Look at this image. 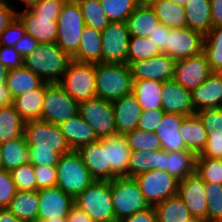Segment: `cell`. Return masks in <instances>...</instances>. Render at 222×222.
I'll return each mask as SVG.
<instances>
[{
  "label": "cell",
  "instance_id": "1",
  "mask_svg": "<svg viewBox=\"0 0 222 222\" xmlns=\"http://www.w3.org/2000/svg\"><path fill=\"white\" fill-rule=\"evenodd\" d=\"M24 136L29 147V162L33 165L56 166L62 154L72 151L56 124L27 121Z\"/></svg>",
  "mask_w": 222,
  "mask_h": 222
},
{
  "label": "cell",
  "instance_id": "2",
  "mask_svg": "<svg viewBox=\"0 0 222 222\" xmlns=\"http://www.w3.org/2000/svg\"><path fill=\"white\" fill-rule=\"evenodd\" d=\"M71 61L72 58L56 43H39L32 53L24 57L23 66L44 82L59 83Z\"/></svg>",
  "mask_w": 222,
  "mask_h": 222
},
{
  "label": "cell",
  "instance_id": "3",
  "mask_svg": "<svg viewBox=\"0 0 222 222\" xmlns=\"http://www.w3.org/2000/svg\"><path fill=\"white\" fill-rule=\"evenodd\" d=\"M96 97L114 101L132 93L133 80L126 63H96Z\"/></svg>",
  "mask_w": 222,
  "mask_h": 222
},
{
  "label": "cell",
  "instance_id": "4",
  "mask_svg": "<svg viewBox=\"0 0 222 222\" xmlns=\"http://www.w3.org/2000/svg\"><path fill=\"white\" fill-rule=\"evenodd\" d=\"M56 169V186L74 199L95 181L76 150L62 154Z\"/></svg>",
  "mask_w": 222,
  "mask_h": 222
},
{
  "label": "cell",
  "instance_id": "5",
  "mask_svg": "<svg viewBox=\"0 0 222 222\" xmlns=\"http://www.w3.org/2000/svg\"><path fill=\"white\" fill-rule=\"evenodd\" d=\"M74 202L95 222H117L113 210L110 181L95 180L74 199Z\"/></svg>",
  "mask_w": 222,
  "mask_h": 222
},
{
  "label": "cell",
  "instance_id": "6",
  "mask_svg": "<svg viewBox=\"0 0 222 222\" xmlns=\"http://www.w3.org/2000/svg\"><path fill=\"white\" fill-rule=\"evenodd\" d=\"M85 20L76 0H66L57 19L56 44L71 58L77 53Z\"/></svg>",
  "mask_w": 222,
  "mask_h": 222
},
{
  "label": "cell",
  "instance_id": "7",
  "mask_svg": "<svg viewBox=\"0 0 222 222\" xmlns=\"http://www.w3.org/2000/svg\"><path fill=\"white\" fill-rule=\"evenodd\" d=\"M110 188L117 222L151 207L134 178L116 177L110 181Z\"/></svg>",
  "mask_w": 222,
  "mask_h": 222
},
{
  "label": "cell",
  "instance_id": "8",
  "mask_svg": "<svg viewBox=\"0 0 222 222\" xmlns=\"http://www.w3.org/2000/svg\"><path fill=\"white\" fill-rule=\"evenodd\" d=\"M58 84L78 103L96 97L95 64L72 60Z\"/></svg>",
  "mask_w": 222,
  "mask_h": 222
},
{
  "label": "cell",
  "instance_id": "9",
  "mask_svg": "<svg viewBox=\"0 0 222 222\" xmlns=\"http://www.w3.org/2000/svg\"><path fill=\"white\" fill-rule=\"evenodd\" d=\"M79 114V103L58 83L45 82L41 120L59 125Z\"/></svg>",
  "mask_w": 222,
  "mask_h": 222
},
{
  "label": "cell",
  "instance_id": "10",
  "mask_svg": "<svg viewBox=\"0 0 222 222\" xmlns=\"http://www.w3.org/2000/svg\"><path fill=\"white\" fill-rule=\"evenodd\" d=\"M79 114L99 139L117 134L112 102L98 97L91 98L79 103Z\"/></svg>",
  "mask_w": 222,
  "mask_h": 222
},
{
  "label": "cell",
  "instance_id": "11",
  "mask_svg": "<svg viewBox=\"0 0 222 222\" xmlns=\"http://www.w3.org/2000/svg\"><path fill=\"white\" fill-rule=\"evenodd\" d=\"M151 207L178 193L179 180L166 171L152 170L134 178Z\"/></svg>",
  "mask_w": 222,
  "mask_h": 222
},
{
  "label": "cell",
  "instance_id": "12",
  "mask_svg": "<svg viewBox=\"0 0 222 222\" xmlns=\"http://www.w3.org/2000/svg\"><path fill=\"white\" fill-rule=\"evenodd\" d=\"M102 63H127L130 35L126 22H110L101 32Z\"/></svg>",
  "mask_w": 222,
  "mask_h": 222
},
{
  "label": "cell",
  "instance_id": "13",
  "mask_svg": "<svg viewBox=\"0 0 222 222\" xmlns=\"http://www.w3.org/2000/svg\"><path fill=\"white\" fill-rule=\"evenodd\" d=\"M205 36L189 27L169 28L167 55L175 61L197 56L203 52Z\"/></svg>",
  "mask_w": 222,
  "mask_h": 222
},
{
  "label": "cell",
  "instance_id": "14",
  "mask_svg": "<svg viewBox=\"0 0 222 222\" xmlns=\"http://www.w3.org/2000/svg\"><path fill=\"white\" fill-rule=\"evenodd\" d=\"M175 60L161 53L147 60L127 62L132 80L170 81L174 77Z\"/></svg>",
  "mask_w": 222,
  "mask_h": 222
},
{
  "label": "cell",
  "instance_id": "15",
  "mask_svg": "<svg viewBox=\"0 0 222 222\" xmlns=\"http://www.w3.org/2000/svg\"><path fill=\"white\" fill-rule=\"evenodd\" d=\"M212 74L204 52L197 56L175 62L173 80L185 89L192 91Z\"/></svg>",
  "mask_w": 222,
  "mask_h": 222
},
{
  "label": "cell",
  "instance_id": "16",
  "mask_svg": "<svg viewBox=\"0 0 222 222\" xmlns=\"http://www.w3.org/2000/svg\"><path fill=\"white\" fill-rule=\"evenodd\" d=\"M107 157V181L116 177H127L131 149L126 137L121 134L103 138Z\"/></svg>",
  "mask_w": 222,
  "mask_h": 222
},
{
  "label": "cell",
  "instance_id": "17",
  "mask_svg": "<svg viewBox=\"0 0 222 222\" xmlns=\"http://www.w3.org/2000/svg\"><path fill=\"white\" fill-rule=\"evenodd\" d=\"M38 197V221L67 218L75 204L74 198L57 186L38 190Z\"/></svg>",
  "mask_w": 222,
  "mask_h": 222
},
{
  "label": "cell",
  "instance_id": "18",
  "mask_svg": "<svg viewBox=\"0 0 222 222\" xmlns=\"http://www.w3.org/2000/svg\"><path fill=\"white\" fill-rule=\"evenodd\" d=\"M177 194L185 203L193 218L207 220L205 182L197 173L188 175L179 181Z\"/></svg>",
  "mask_w": 222,
  "mask_h": 222
},
{
  "label": "cell",
  "instance_id": "19",
  "mask_svg": "<svg viewBox=\"0 0 222 222\" xmlns=\"http://www.w3.org/2000/svg\"><path fill=\"white\" fill-rule=\"evenodd\" d=\"M161 99L164 112L184 116L195 114L191 91L174 80L162 82Z\"/></svg>",
  "mask_w": 222,
  "mask_h": 222
},
{
  "label": "cell",
  "instance_id": "20",
  "mask_svg": "<svg viewBox=\"0 0 222 222\" xmlns=\"http://www.w3.org/2000/svg\"><path fill=\"white\" fill-rule=\"evenodd\" d=\"M17 18L24 25L26 34L31 35L38 43H56L57 20H52V17H37L30 9L17 11Z\"/></svg>",
  "mask_w": 222,
  "mask_h": 222
},
{
  "label": "cell",
  "instance_id": "21",
  "mask_svg": "<svg viewBox=\"0 0 222 222\" xmlns=\"http://www.w3.org/2000/svg\"><path fill=\"white\" fill-rule=\"evenodd\" d=\"M194 111L222 108V77L218 72L212 74L197 88L191 91Z\"/></svg>",
  "mask_w": 222,
  "mask_h": 222
},
{
  "label": "cell",
  "instance_id": "22",
  "mask_svg": "<svg viewBox=\"0 0 222 222\" xmlns=\"http://www.w3.org/2000/svg\"><path fill=\"white\" fill-rule=\"evenodd\" d=\"M117 134L125 135L137 128L142 108L133 93L112 101Z\"/></svg>",
  "mask_w": 222,
  "mask_h": 222
},
{
  "label": "cell",
  "instance_id": "23",
  "mask_svg": "<svg viewBox=\"0 0 222 222\" xmlns=\"http://www.w3.org/2000/svg\"><path fill=\"white\" fill-rule=\"evenodd\" d=\"M185 117L180 114L164 112L161 122L155 129L163 150L167 152L187 150L179 133L180 126Z\"/></svg>",
  "mask_w": 222,
  "mask_h": 222
},
{
  "label": "cell",
  "instance_id": "24",
  "mask_svg": "<svg viewBox=\"0 0 222 222\" xmlns=\"http://www.w3.org/2000/svg\"><path fill=\"white\" fill-rule=\"evenodd\" d=\"M58 126L72 150H77L85 144L99 140L95 131L80 114L69 118Z\"/></svg>",
  "mask_w": 222,
  "mask_h": 222
},
{
  "label": "cell",
  "instance_id": "25",
  "mask_svg": "<svg viewBox=\"0 0 222 222\" xmlns=\"http://www.w3.org/2000/svg\"><path fill=\"white\" fill-rule=\"evenodd\" d=\"M76 151L94 180L107 181V157L106 150L103 148V138L85 144Z\"/></svg>",
  "mask_w": 222,
  "mask_h": 222
},
{
  "label": "cell",
  "instance_id": "26",
  "mask_svg": "<svg viewBox=\"0 0 222 222\" xmlns=\"http://www.w3.org/2000/svg\"><path fill=\"white\" fill-rule=\"evenodd\" d=\"M101 31L84 26L77 53L73 61L80 63H102Z\"/></svg>",
  "mask_w": 222,
  "mask_h": 222
},
{
  "label": "cell",
  "instance_id": "27",
  "mask_svg": "<svg viewBox=\"0 0 222 222\" xmlns=\"http://www.w3.org/2000/svg\"><path fill=\"white\" fill-rule=\"evenodd\" d=\"M164 171V150L131 151L127 178H135L152 170Z\"/></svg>",
  "mask_w": 222,
  "mask_h": 222
},
{
  "label": "cell",
  "instance_id": "28",
  "mask_svg": "<svg viewBox=\"0 0 222 222\" xmlns=\"http://www.w3.org/2000/svg\"><path fill=\"white\" fill-rule=\"evenodd\" d=\"M38 191H16L7 209L22 222L38 221Z\"/></svg>",
  "mask_w": 222,
  "mask_h": 222
},
{
  "label": "cell",
  "instance_id": "29",
  "mask_svg": "<svg viewBox=\"0 0 222 222\" xmlns=\"http://www.w3.org/2000/svg\"><path fill=\"white\" fill-rule=\"evenodd\" d=\"M126 23L130 37H148L160 21L150 5L140 4Z\"/></svg>",
  "mask_w": 222,
  "mask_h": 222
},
{
  "label": "cell",
  "instance_id": "30",
  "mask_svg": "<svg viewBox=\"0 0 222 222\" xmlns=\"http://www.w3.org/2000/svg\"><path fill=\"white\" fill-rule=\"evenodd\" d=\"M197 155L189 150L167 152L164 150V171L181 181L195 173Z\"/></svg>",
  "mask_w": 222,
  "mask_h": 222
},
{
  "label": "cell",
  "instance_id": "31",
  "mask_svg": "<svg viewBox=\"0 0 222 222\" xmlns=\"http://www.w3.org/2000/svg\"><path fill=\"white\" fill-rule=\"evenodd\" d=\"M187 27L204 36L213 28L210 0H190L185 5Z\"/></svg>",
  "mask_w": 222,
  "mask_h": 222
},
{
  "label": "cell",
  "instance_id": "32",
  "mask_svg": "<svg viewBox=\"0 0 222 222\" xmlns=\"http://www.w3.org/2000/svg\"><path fill=\"white\" fill-rule=\"evenodd\" d=\"M179 133L187 150L199 155L207 142V131L199 117L194 114L186 116L180 126Z\"/></svg>",
  "mask_w": 222,
  "mask_h": 222
},
{
  "label": "cell",
  "instance_id": "33",
  "mask_svg": "<svg viewBox=\"0 0 222 222\" xmlns=\"http://www.w3.org/2000/svg\"><path fill=\"white\" fill-rule=\"evenodd\" d=\"M45 82L26 94L13 98V106L25 122L41 120Z\"/></svg>",
  "mask_w": 222,
  "mask_h": 222
},
{
  "label": "cell",
  "instance_id": "34",
  "mask_svg": "<svg viewBox=\"0 0 222 222\" xmlns=\"http://www.w3.org/2000/svg\"><path fill=\"white\" fill-rule=\"evenodd\" d=\"M161 88L162 82L160 81L146 79L133 81L132 93L142 111L162 109Z\"/></svg>",
  "mask_w": 222,
  "mask_h": 222
},
{
  "label": "cell",
  "instance_id": "35",
  "mask_svg": "<svg viewBox=\"0 0 222 222\" xmlns=\"http://www.w3.org/2000/svg\"><path fill=\"white\" fill-rule=\"evenodd\" d=\"M44 81L24 66L8 71L6 85L12 98L39 88Z\"/></svg>",
  "mask_w": 222,
  "mask_h": 222
},
{
  "label": "cell",
  "instance_id": "36",
  "mask_svg": "<svg viewBox=\"0 0 222 222\" xmlns=\"http://www.w3.org/2000/svg\"><path fill=\"white\" fill-rule=\"evenodd\" d=\"M161 24L171 29L187 27L186 12L183 5L170 0H157L150 4Z\"/></svg>",
  "mask_w": 222,
  "mask_h": 222
},
{
  "label": "cell",
  "instance_id": "37",
  "mask_svg": "<svg viewBox=\"0 0 222 222\" xmlns=\"http://www.w3.org/2000/svg\"><path fill=\"white\" fill-rule=\"evenodd\" d=\"M2 168L11 172L21 165L29 163V147L25 136L1 144Z\"/></svg>",
  "mask_w": 222,
  "mask_h": 222
},
{
  "label": "cell",
  "instance_id": "38",
  "mask_svg": "<svg viewBox=\"0 0 222 222\" xmlns=\"http://www.w3.org/2000/svg\"><path fill=\"white\" fill-rule=\"evenodd\" d=\"M158 222H188L193 219L189 209L177 195L154 206Z\"/></svg>",
  "mask_w": 222,
  "mask_h": 222
},
{
  "label": "cell",
  "instance_id": "39",
  "mask_svg": "<svg viewBox=\"0 0 222 222\" xmlns=\"http://www.w3.org/2000/svg\"><path fill=\"white\" fill-rule=\"evenodd\" d=\"M25 123L13 105L0 107V144L23 136Z\"/></svg>",
  "mask_w": 222,
  "mask_h": 222
},
{
  "label": "cell",
  "instance_id": "40",
  "mask_svg": "<svg viewBox=\"0 0 222 222\" xmlns=\"http://www.w3.org/2000/svg\"><path fill=\"white\" fill-rule=\"evenodd\" d=\"M203 52L207 56L212 72L222 70V26L210 29L204 38Z\"/></svg>",
  "mask_w": 222,
  "mask_h": 222
},
{
  "label": "cell",
  "instance_id": "41",
  "mask_svg": "<svg viewBox=\"0 0 222 222\" xmlns=\"http://www.w3.org/2000/svg\"><path fill=\"white\" fill-rule=\"evenodd\" d=\"M80 6L85 25L99 31H103L110 23L104 13L100 0H76Z\"/></svg>",
  "mask_w": 222,
  "mask_h": 222
},
{
  "label": "cell",
  "instance_id": "42",
  "mask_svg": "<svg viewBox=\"0 0 222 222\" xmlns=\"http://www.w3.org/2000/svg\"><path fill=\"white\" fill-rule=\"evenodd\" d=\"M100 3L110 22H126L141 4L140 0H100Z\"/></svg>",
  "mask_w": 222,
  "mask_h": 222
},
{
  "label": "cell",
  "instance_id": "43",
  "mask_svg": "<svg viewBox=\"0 0 222 222\" xmlns=\"http://www.w3.org/2000/svg\"><path fill=\"white\" fill-rule=\"evenodd\" d=\"M159 54V48L148 37H130L127 62L147 60Z\"/></svg>",
  "mask_w": 222,
  "mask_h": 222
},
{
  "label": "cell",
  "instance_id": "44",
  "mask_svg": "<svg viewBox=\"0 0 222 222\" xmlns=\"http://www.w3.org/2000/svg\"><path fill=\"white\" fill-rule=\"evenodd\" d=\"M131 151L162 149L160 138L155 132L134 129L124 135Z\"/></svg>",
  "mask_w": 222,
  "mask_h": 222
},
{
  "label": "cell",
  "instance_id": "45",
  "mask_svg": "<svg viewBox=\"0 0 222 222\" xmlns=\"http://www.w3.org/2000/svg\"><path fill=\"white\" fill-rule=\"evenodd\" d=\"M207 198V221H222V184L205 183Z\"/></svg>",
  "mask_w": 222,
  "mask_h": 222
},
{
  "label": "cell",
  "instance_id": "46",
  "mask_svg": "<svg viewBox=\"0 0 222 222\" xmlns=\"http://www.w3.org/2000/svg\"><path fill=\"white\" fill-rule=\"evenodd\" d=\"M195 173L205 183L222 184V159L196 158Z\"/></svg>",
  "mask_w": 222,
  "mask_h": 222
},
{
  "label": "cell",
  "instance_id": "47",
  "mask_svg": "<svg viewBox=\"0 0 222 222\" xmlns=\"http://www.w3.org/2000/svg\"><path fill=\"white\" fill-rule=\"evenodd\" d=\"M195 114L204 125L208 138L222 137V108L202 109Z\"/></svg>",
  "mask_w": 222,
  "mask_h": 222
},
{
  "label": "cell",
  "instance_id": "48",
  "mask_svg": "<svg viewBox=\"0 0 222 222\" xmlns=\"http://www.w3.org/2000/svg\"><path fill=\"white\" fill-rule=\"evenodd\" d=\"M12 181L18 191L36 190V176L32 163H27L10 172Z\"/></svg>",
  "mask_w": 222,
  "mask_h": 222
},
{
  "label": "cell",
  "instance_id": "49",
  "mask_svg": "<svg viewBox=\"0 0 222 222\" xmlns=\"http://www.w3.org/2000/svg\"><path fill=\"white\" fill-rule=\"evenodd\" d=\"M36 176V190L55 187L57 183L56 166L33 165Z\"/></svg>",
  "mask_w": 222,
  "mask_h": 222
},
{
  "label": "cell",
  "instance_id": "50",
  "mask_svg": "<svg viewBox=\"0 0 222 222\" xmlns=\"http://www.w3.org/2000/svg\"><path fill=\"white\" fill-rule=\"evenodd\" d=\"M66 0H39L30 10L37 17H52L57 20Z\"/></svg>",
  "mask_w": 222,
  "mask_h": 222
},
{
  "label": "cell",
  "instance_id": "51",
  "mask_svg": "<svg viewBox=\"0 0 222 222\" xmlns=\"http://www.w3.org/2000/svg\"><path fill=\"white\" fill-rule=\"evenodd\" d=\"M26 35L24 25L16 19L0 34V45L14 47Z\"/></svg>",
  "mask_w": 222,
  "mask_h": 222
},
{
  "label": "cell",
  "instance_id": "52",
  "mask_svg": "<svg viewBox=\"0 0 222 222\" xmlns=\"http://www.w3.org/2000/svg\"><path fill=\"white\" fill-rule=\"evenodd\" d=\"M16 191L10 172L0 168V209L8 207Z\"/></svg>",
  "mask_w": 222,
  "mask_h": 222
},
{
  "label": "cell",
  "instance_id": "53",
  "mask_svg": "<svg viewBox=\"0 0 222 222\" xmlns=\"http://www.w3.org/2000/svg\"><path fill=\"white\" fill-rule=\"evenodd\" d=\"M164 115L162 109L142 111L137 129L155 132L156 127L161 122Z\"/></svg>",
  "mask_w": 222,
  "mask_h": 222
},
{
  "label": "cell",
  "instance_id": "54",
  "mask_svg": "<svg viewBox=\"0 0 222 222\" xmlns=\"http://www.w3.org/2000/svg\"><path fill=\"white\" fill-rule=\"evenodd\" d=\"M24 58L13 48L0 45V63L8 70L23 66Z\"/></svg>",
  "mask_w": 222,
  "mask_h": 222
},
{
  "label": "cell",
  "instance_id": "55",
  "mask_svg": "<svg viewBox=\"0 0 222 222\" xmlns=\"http://www.w3.org/2000/svg\"><path fill=\"white\" fill-rule=\"evenodd\" d=\"M197 158L222 159V137L207 138L205 147Z\"/></svg>",
  "mask_w": 222,
  "mask_h": 222
},
{
  "label": "cell",
  "instance_id": "56",
  "mask_svg": "<svg viewBox=\"0 0 222 222\" xmlns=\"http://www.w3.org/2000/svg\"><path fill=\"white\" fill-rule=\"evenodd\" d=\"M6 0H0V34L16 19L17 11L14 6Z\"/></svg>",
  "mask_w": 222,
  "mask_h": 222
},
{
  "label": "cell",
  "instance_id": "57",
  "mask_svg": "<svg viewBox=\"0 0 222 222\" xmlns=\"http://www.w3.org/2000/svg\"><path fill=\"white\" fill-rule=\"evenodd\" d=\"M169 28L159 23L148 38L159 48L161 53L167 54V40Z\"/></svg>",
  "mask_w": 222,
  "mask_h": 222
},
{
  "label": "cell",
  "instance_id": "58",
  "mask_svg": "<svg viewBox=\"0 0 222 222\" xmlns=\"http://www.w3.org/2000/svg\"><path fill=\"white\" fill-rule=\"evenodd\" d=\"M38 44L39 43L35 38L26 34L16 43L13 48L24 58L26 55L32 53Z\"/></svg>",
  "mask_w": 222,
  "mask_h": 222
},
{
  "label": "cell",
  "instance_id": "59",
  "mask_svg": "<svg viewBox=\"0 0 222 222\" xmlns=\"http://www.w3.org/2000/svg\"><path fill=\"white\" fill-rule=\"evenodd\" d=\"M119 222H158L154 207L136 212L131 216L125 217Z\"/></svg>",
  "mask_w": 222,
  "mask_h": 222
},
{
  "label": "cell",
  "instance_id": "60",
  "mask_svg": "<svg viewBox=\"0 0 222 222\" xmlns=\"http://www.w3.org/2000/svg\"><path fill=\"white\" fill-rule=\"evenodd\" d=\"M67 222H95L86 212L80 209L75 204L72 206L68 216Z\"/></svg>",
  "mask_w": 222,
  "mask_h": 222
},
{
  "label": "cell",
  "instance_id": "61",
  "mask_svg": "<svg viewBox=\"0 0 222 222\" xmlns=\"http://www.w3.org/2000/svg\"><path fill=\"white\" fill-rule=\"evenodd\" d=\"M213 27L222 26V0H210Z\"/></svg>",
  "mask_w": 222,
  "mask_h": 222
},
{
  "label": "cell",
  "instance_id": "62",
  "mask_svg": "<svg viewBox=\"0 0 222 222\" xmlns=\"http://www.w3.org/2000/svg\"><path fill=\"white\" fill-rule=\"evenodd\" d=\"M13 104V98L10 95L6 83L0 84V107H6Z\"/></svg>",
  "mask_w": 222,
  "mask_h": 222
},
{
  "label": "cell",
  "instance_id": "63",
  "mask_svg": "<svg viewBox=\"0 0 222 222\" xmlns=\"http://www.w3.org/2000/svg\"><path fill=\"white\" fill-rule=\"evenodd\" d=\"M0 222H22L7 208L0 209Z\"/></svg>",
  "mask_w": 222,
  "mask_h": 222
},
{
  "label": "cell",
  "instance_id": "64",
  "mask_svg": "<svg viewBox=\"0 0 222 222\" xmlns=\"http://www.w3.org/2000/svg\"><path fill=\"white\" fill-rule=\"evenodd\" d=\"M8 71L9 70L0 63V84L6 83Z\"/></svg>",
  "mask_w": 222,
  "mask_h": 222
},
{
  "label": "cell",
  "instance_id": "65",
  "mask_svg": "<svg viewBox=\"0 0 222 222\" xmlns=\"http://www.w3.org/2000/svg\"><path fill=\"white\" fill-rule=\"evenodd\" d=\"M6 1L9 2V0H6ZM18 1L23 3V5L25 6L24 10H26V9L32 8L39 0H18Z\"/></svg>",
  "mask_w": 222,
  "mask_h": 222
},
{
  "label": "cell",
  "instance_id": "66",
  "mask_svg": "<svg viewBox=\"0 0 222 222\" xmlns=\"http://www.w3.org/2000/svg\"><path fill=\"white\" fill-rule=\"evenodd\" d=\"M37 222H67V218H56V219H48L43 221H37Z\"/></svg>",
  "mask_w": 222,
  "mask_h": 222
},
{
  "label": "cell",
  "instance_id": "67",
  "mask_svg": "<svg viewBox=\"0 0 222 222\" xmlns=\"http://www.w3.org/2000/svg\"><path fill=\"white\" fill-rule=\"evenodd\" d=\"M154 1H157V0H140V3L145 4V5H150ZM170 1L174 2V0H170Z\"/></svg>",
  "mask_w": 222,
  "mask_h": 222
},
{
  "label": "cell",
  "instance_id": "68",
  "mask_svg": "<svg viewBox=\"0 0 222 222\" xmlns=\"http://www.w3.org/2000/svg\"><path fill=\"white\" fill-rule=\"evenodd\" d=\"M188 1L190 0H174V3L184 6Z\"/></svg>",
  "mask_w": 222,
  "mask_h": 222
},
{
  "label": "cell",
  "instance_id": "69",
  "mask_svg": "<svg viewBox=\"0 0 222 222\" xmlns=\"http://www.w3.org/2000/svg\"><path fill=\"white\" fill-rule=\"evenodd\" d=\"M188 222H208V221L204 220V219H200V218H193L192 220H190Z\"/></svg>",
  "mask_w": 222,
  "mask_h": 222
},
{
  "label": "cell",
  "instance_id": "70",
  "mask_svg": "<svg viewBox=\"0 0 222 222\" xmlns=\"http://www.w3.org/2000/svg\"><path fill=\"white\" fill-rule=\"evenodd\" d=\"M2 157H3V154L1 151V144H0V168H2Z\"/></svg>",
  "mask_w": 222,
  "mask_h": 222
},
{
  "label": "cell",
  "instance_id": "71",
  "mask_svg": "<svg viewBox=\"0 0 222 222\" xmlns=\"http://www.w3.org/2000/svg\"><path fill=\"white\" fill-rule=\"evenodd\" d=\"M220 74V76L222 77V70L218 72Z\"/></svg>",
  "mask_w": 222,
  "mask_h": 222
}]
</instances>
